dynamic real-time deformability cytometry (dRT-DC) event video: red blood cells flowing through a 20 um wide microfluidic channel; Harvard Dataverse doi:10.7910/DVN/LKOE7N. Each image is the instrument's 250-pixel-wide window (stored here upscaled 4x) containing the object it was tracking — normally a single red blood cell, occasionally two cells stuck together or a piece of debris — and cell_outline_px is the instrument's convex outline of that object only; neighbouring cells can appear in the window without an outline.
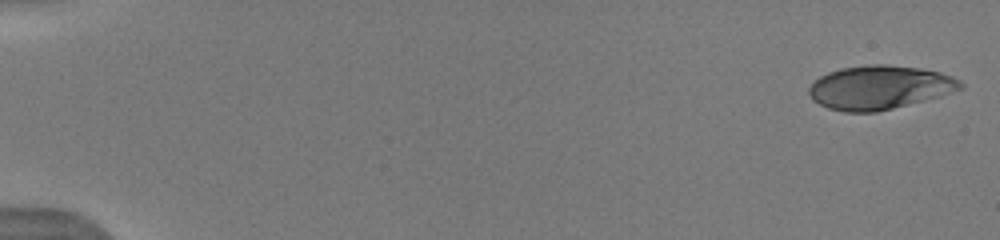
{"species": "human", "species_latin": "Homo sapiens", "temperature_condition": "warm", "stored_images_in_passage": 6, "camera_frame_rate_fps": 3000, "um_per_image_px": 0.085, "donor": {"sex": "male"}, "frame": {"image": 1, "passage_image": 1, "time_ms": 0.0, "image_size_px": [1000, 240], "cell_outline_px": [[964, 88], [940, 96], [876, 112], [844, 112], [828, 108], [812, 100], [808, 92], [808, 88], [820, 76], [828, 72], [840, 68], [868, 64], [884, 64], [920, 68], [940, 72], [952, 76], [960, 80], [964, 84]], "centroid_in_image_um": [74.76, 7.42], "position_along_channel_um": 10.2, "area_um2": 38.67}}